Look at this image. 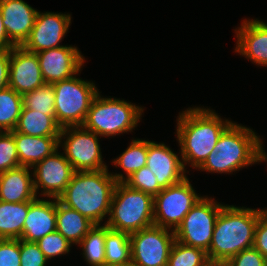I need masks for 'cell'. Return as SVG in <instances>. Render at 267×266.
<instances>
[{
    "label": "cell",
    "instance_id": "cell-5",
    "mask_svg": "<svg viewBox=\"0 0 267 266\" xmlns=\"http://www.w3.org/2000/svg\"><path fill=\"white\" fill-rule=\"evenodd\" d=\"M104 222L111 230L129 235L154 224V197L130 188L124 182L115 185L109 216Z\"/></svg>",
    "mask_w": 267,
    "mask_h": 266
},
{
    "label": "cell",
    "instance_id": "cell-20",
    "mask_svg": "<svg viewBox=\"0 0 267 266\" xmlns=\"http://www.w3.org/2000/svg\"><path fill=\"white\" fill-rule=\"evenodd\" d=\"M30 167L20 166L0 173V201L20 203L37 198Z\"/></svg>",
    "mask_w": 267,
    "mask_h": 266
},
{
    "label": "cell",
    "instance_id": "cell-38",
    "mask_svg": "<svg viewBox=\"0 0 267 266\" xmlns=\"http://www.w3.org/2000/svg\"><path fill=\"white\" fill-rule=\"evenodd\" d=\"M11 49H0V90L9 87Z\"/></svg>",
    "mask_w": 267,
    "mask_h": 266
},
{
    "label": "cell",
    "instance_id": "cell-22",
    "mask_svg": "<svg viewBox=\"0 0 267 266\" xmlns=\"http://www.w3.org/2000/svg\"><path fill=\"white\" fill-rule=\"evenodd\" d=\"M56 222V231L72 245H78L94 226L87 217L63 205L58 199H56Z\"/></svg>",
    "mask_w": 267,
    "mask_h": 266
},
{
    "label": "cell",
    "instance_id": "cell-18",
    "mask_svg": "<svg viewBox=\"0 0 267 266\" xmlns=\"http://www.w3.org/2000/svg\"><path fill=\"white\" fill-rule=\"evenodd\" d=\"M3 24L9 40L22 46L34 26L38 10L23 0H0Z\"/></svg>",
    "mask_w": 267,
    "mask_h": 266
},
{
    "label": "cell",
    "instance_id": "cell-2",
    "mask_svg": "<svg viewBox=\"0 0 267 266\" xmlns=\"http://www.w3.org/2000/svg\"><path fill=\"white\" fill-rule=\"evenodd\" d=\"M105 168L100 171L75 172L58 200L78 211L94 224L109 216L116 180Z\"/></svg>",
    "mask_w": 267,
    "mask_h": 266
},
{
    "label": "cell",
    "instance_id": "cell-3",
    "mask_svg": "<svg viewBox=\"0 0 267 266\" xmlns=\"http://www.w3.org/2000/svg\"><path fill=\"white\" fill-rule=\"evenodd\" d=\"M265 210L225 204L216 219L207 257L225 263L237 253L253 247L255 227Z\"/></svg>",
    "mask_w": 267,
    "mask_h": 266
},
{
    "label": "cell",
    "instance_id": "cell-6",
    "mask_svg": "<svg viewBox=\"0 0 267 266\" xmlns=\"http://www.w3.org/2000/svg\"><path fill=\"white\" fill-rule=\"evenodd\" d=\"M144 110L142 106L124 99L106 98L98 92L82 126L100 137L118 136L135 130Z\"/></svg>",
    "mask_w": 267,
    "mask_h": 266
},
{
    "label": "cell",
    "instance_id": "cell-32",
    "mask_svg": "<svg viewBox=\"0 0 267 266\" xmlns=\"http://www.w3.org/2000/svg\"><path fill=\"white\" fill-rule=\"evenodd\" d=\"M156 178L154 173L147 166H144L134 172L124 183L132 189L142 191L155 197L163 190L158 185Z\"/></svg>",
    "mask_w": 267,
    "mask_h": 266
},
{
    "label": "cell",
    "instance_id": "cell-35",
    "mask_svg": "<svg viewBox=\"0 0 267 266\" xmlns=\"http://www.w3.org/2000/svg\"><path fill=\"white\" fill-rule=\"evenodd\" d=\"M20 265V239H0V266Z\"/></svg>",
    "mask_w": 267,
    "mask_h": 266
},
{
    "label": "cell",
    "instance_id": "cell-27",
    "mask_svg": "<svg viewBox=\"0 0 267 266\" xmlns=\"http://www.w3.org/2000/svg\"><path fill=\"white\" fill-rule=\"evenodd\" d=\"M106 224H94L87 235L78 244L82 247V256L89 266L105 265Z\"/></svg>",
    "mask_w": 267,
    "mask_h": 266
},
{
    "label": "cell",
    "instance_id": "cell-14",
    "mask_svg": "<svg viewBox=\"0 0 267 266\" xmlns=\"http://www.w3.org/2000/svg\"><path fill=\"white\" fill-rule=\"evenodd\" d=\"M36 54L46 84H53L78 75L85 62V57L80 50L72 45L47 49Z\"/></svg>",
    "mask_w": 267,
    "mask_h": 266
},
{
    "label": "cell",
    "instance_id": "cell-23",
    "mask_svg": "<svg viewBox=\"0 0 267 266\" xmlns=\"http://www.w3.org/2000/svg\"><path fill=\"white\" fill-rule=\"evenodd\" d=\"M14 130L35 137H59L61 127L57 124L55 115H46L44 112L22 108Z\"/></svg>",
    "mask_w": 267,
    "mask_h": 266
},
{
    "label": "cell",
    "instance_id": "cell-4",
    "mask_svg": "<svg viewBox=\"0 0 267 266\" xmlns=\"http://www.w3.org/2000/svg\"><path fill=\"white\" fill-rule=\"evenodd\" d=\"M259 136L254 130L232 122L221 134L213 151L198 170L232 174L259 163Z\"/></svg>",
    "mask_w": 267,
    "mask_h": 266
},
{
    "label": "cell",
    "instance_id": "cell-41",
    "mask_svg": "<svg viewBox=\"0 0 267 266\" xmlns=\"http://www.w3.org/2000/svg\"><path fill=\"white\" fill-rule=\"evenodd\" d=\"M200 266H225L224 262L213 260V259H207L205 262H203Z\"/></svg>",
    "mask_w": 267,
    "mask_h": 266
},
{
    "label": "cell",
    "instance_id": "cell-30",
    "mask_svg": "<svg viewBox=\"0 0 267 266\" xmlns=\"http://www.w3.org/2000/svg\"><path fill=\"white\" fill-rule=\"evenodd\" d=\"M208 259L207 253L200 248L174 241L167 266H200Z\"/></svg>",
    "mask_w": 267,
    "mask_h": 266
},
{
    "label": "cell",
    "instance_id": "cell-21",
    "mask_svg": "<svg viewBox=\"0 0 267 266\" xmlns=\"http://www.w3.org/2000/svg\"><path fill=\"white\" fill-rule=\"evenodd\" d=\"M20 166L32 168L59 150V137L30 136L13 131Z\"/></svg>",
    "mask_w": 267,
    "mask_h": 266
},
{
    "label": "cell",
    "instance_id": "cell-16",
    "mask_svg": "<svg viewBox=\"0 0 267 266\" xmlns=\"http://www.w3.org/2000/svg\"><path fill=\"white\" fill-rule=\"evenodd\" d=\"M44 84L37 54L22 46L13 47L9 64V87L24 95Z\"/></svg>",
    "mask_w": 267,
    "mask_h": 266
},
{
    "label": "cell",
    "instance_id": "cell-10",
    "mask_svg": "<svg viewBox=\"0 0 267 266\" xmlns=\"http://www.w3.org/2000/svg\"><path fill=\"white\" fill-rule=\"evenodd\" d=\"M202 197L196 193L188 177L163 189L154 197V225L175 231Z\"/></svg>",
    "mask_w": 267,
    "mask_h": 266
},
{
    "label": "cell",
    "instance_id": "cell-39",
    "mask_svg": "<svg viewBox=\"0 0 267 266\" xmlns=\"http://www.w3.org/2000/svg\"><path fill=\"white\" fill-rule=\"evenodd\" d=\"M15 45L9 40L3 24L2 12L0 9V49H12Z\"/></svg>",
    "mask_w": 267,
    "mask_h": 266
},
{
    "label": "cell",
    "instance_id": "cell-28",
    "mask_svg": "<svg viewBox=\"0 0 267 266\" xmlns=\"http://www.w3.org/2000/svg\"><path fill=\"white\" fill-rule=\"evenodd\" d=\"M22 108L21 94L10 87L0 90V132L14 131Z\"/></svg>",
    "mask_w": 267,
    "mask_h": 266
},
{
    "label": "cell",
    "instance_id": "cell-17",
    "mask_svg": "<svg viewBox=\"0 0 267 266\" xmlns=\"http://www.w3.org/2000/svg\"><path fill=\"white\" fill-rule=\"evenodd\" d=\"M235 52L258 66L267 67V24L257 19H244L236 28Z\"/></svg>",
    "mask_w": 267,
    "mask_h": 266
},
{
    "label": "cell",
    "instance_id": "cell-19",
    "mask_svg": "<svg viewBox=\"0 0 267 266\" xmlns=\"http://www.w3.org/2000/svg\"><path fill=\"white\" fill-rule=\"evenodd\" d=\"M40 199L29 201L21 240L37 242L42 237L56 231V199Z\"/></svg>",
    "mask_w": 267,
    "mask_h": 266
},
{
    "label": "cell",
    "instance_id": "cell-36",
    "mask_svg": "<svg viewBox=\"0 0 267 266\" xmlns=\"http://www.w3.org/2000/svg\"><path fill=\"white\" fill-rule=\"evenodd\" d=\"M225 266H267L266 259L254 247L244 249L229 258Z\"/></svg>",
    "mask_w": 267,
    "mask_h": 266
},
{
    "label": "cell",
    "instance_id": "cell-15",
    "mask_svg": "<svg viewBox=\"0 0 267 266\" xmlns=\"http://www.w3.org/2000/svg\"><path fill=\"white\" fill-rule=\"evenodd\" d=\"M146 166L157 177V183L165 189L182 182L189 171H186L182 157L173 152L165 143L148 140V154Z\"/></svg>",
    "mask_w": 267,
    "mask_h": 266
},
{
    "label": "cell",
    "instance_id": "cell-40",
    "mask_svg": "<svg viewBox=\"0 0 267 266\" xmlns=\"http://www.w3.org/2000/svg\"><path fill=\"white\" fill-rule=\"evenodd\" d=\"M258 161L260 163H262V161H266L267 162V153L265 152L264 150V147H263V142L259 136V154H258Z\"/></svg>",
    "mask_w": 267,
    "mask_h": 266
},
{
    "label": "cell",
    "instance_id": "cell-12",
    "mask_svg": "<svg viewBox=\"0 0 267 266\" xmlns=\"http://www.w3.org/2000/svg\"><path fill=\"white\" fill-rule=\"evenodd\" d=\"M31 169L36 196L39 194L38 197L43 195L51 199H58L62 195L75 173L64 153L58 150Z\"/></svg>",
    "mask_w": 267,
    "mask_h": 266
},
{
    "label": "cell",
    "instance_id": "cell-29",
    "mask_svg": "<svg viewBox=\"0 0 267 266\" xmlns=\"http://www.w3.org/2000/svg\"><path fill=\"white\" fill-rule=\"evenodd\" d=\"M23 108L55 115V91L52 84L29 91L22 95Z\"/></svg>",
    "mask_w": 267,
    "mask_h": 266
},
{
    "label": "cell",
    "instance_id": "cell-13",
    "mask_svg": "<svg viewBox=\"0 0 267 266\" xmlns=\"http://www.w3.org/2000/svg\"><path fill=\"white\" fill-rule=\"evenodd\" d=\"M71 14L38 11L34 26L22 47L32 53L58 48L71 25Z\"/></svg>",
    "mask_w": 267,
    "mask_h": 266
},
{
    "label": "cell",
    "instance_id": "cell-7",
    "mask_svg": "<svg viewBox=\"0 0 267 266\" xmlns=\"http://www.w3.org/2000/svg\"><path fill=\"white\" fill-rule=\"evenodd\" d=\"M55 91V120L63 128L82 126L94 97L99 92L94 82L76 75L52 84Z\"/></svg>",
    "mask_w": 267,
    "mask_h": 266
},
{
    "label": "cell",
    "instance_id": "cell-25",
    "mask_svg": "<svg viewBox=\"0 0 267 266\" xmlns=\"http://www.w3.org/2000/svg\"><path fill=\"white\" fill-rule=\"evenodd\" d=\"M29 201L9 203L0 201V239H20L28 214Z\"/></svg>",
    "mask_w": 267,
    "mask_h": 266
},
{
    "label": "cell",
    "instance_id": "cell-37",
    "mask_svg": "<svg viewBox=\"0 0 267 266\" xmlns=\"http://www.w3.org/2000/svg\"><path fill=\"white\" fill-rule=\"evenodd\" d=\"M253 247L267 258V209L258 218Z\"/></svg>",
    "mask_w": 267,
    "mask_h": 266
},
{
    "label": "cell",
    "instance_id": "cell-26",
    "mask_svg": "<svg viewBox=\"0 0 267 266\" xmlns=\"http://www.w3.org/2000/svg\"><path fill=\"white\" fill-rule=\"evenodd\" d=\"M105 264L114 266H131L130 235L111 230L106 225Z\"/></svg>",
    "mask_w": 267,
    "mask_h": 266
},
{
    "label": "cell",
    "instance_id": "cell-24",
    "mask_svg": "<svg viewBox=\"0 0 267 266\" xmlns=\"http://www.w3.org/2000/svg\"><path fill=\"white\" fill-rule=\"evenodd\" d=\"M147 154L148 140L133 139L126 150L112 161L115 167L122 168L126 174L111 172L116 182H125L134 172L146 166Z\"/></svg>",
    "mask_w": 267,
    "mask_h": 266
},
{
    "label": "cell",
    "instance_id": "cell-34",
    "mask_svg": "<svg viewBox=\"0 0 267 266\" xmlns=\"http://www.w3.org/2000/svg\"><path fill=\"white\" fill-rule=\"evenodd\" d=\"M20 266H46L48 259L39 249L36 242L20 239Z\"/></svg>",
    "mask_w": 267,
    "mask_h": 266
},
{
    "label": "cell",
    "instance_id": "cell-33",
    "mask_svg": "<svg viewBox=\"0 0 267 266\" xmlns=\"http://www.w3.org/2000/svg\"><path fill=\"white\" fill-rule=\"evenodd\" d=\"M39 249L44 253L49 260L61 255L69 254L72 244L63 237L58 231L47 234L37 242Z\"/></svg>",
    "mask_w": 267,
    "mask_h": 266
},
{
    "label": "cell",
    "instance_id": "cell-8",
    "mask_svg": "<svg viewBox=\"0 0 267 266\" xmlns=\"http://www.w3.org/2000/svg\"><path fill=\"white\" fill-rule=\"evenodd\" d=\"M99 137L83 126L61 128L59 147L63 148V153L75 172L100 171L108 168L102 157Z\"/></svg>",
    "mask_w": 267,
    "mask_h": 266
},
{
    "label": "cell",
    "instance_id": "cell-1",
    "mask_svg": "<svg viewBox=\"0 0 267 266\" xmlns=\"http://www.w3.org/2000/svg\"><path fill=\"white\" fill-rule=\"evenodd\" d=\"M231 123L205 107L195 106L179 113L175 134L185 170L188 164L197 170L204 163Z\"/></svg>",
    "mask_w": 267,
    "mask_h": 266
},
{
    "label": "cell",
    "instance_id": "cell-31",
    "mask_svg": "<svg viewBox=\"0 0 267 266\" xmlns=\"http://www.w3.org/2000/svg\"><path fill=\"white\" fill-rule=\"evenodd\" d=\"M20 167L13 131L0 132V173Z\"/></svg>",
    "mask_w": 267,
    "mask_h": 266
},
{
    "label": "cell",
    "instance_id": "cell-9",
    "mask_svg": "<svg viewBox=\"0 0 267 266\" xmlns=\"http://www.w3.org/2000/svg\"><path fill=\"white\" fill-rule=\"evenodd\" d=\"M225 205L203 196L174 231L176 241L191 247L209 250L216 219Z\"/></svg>",
    "mask_w": 267,
    "mask_h": 266
},
{
    "label": "cell",
    "instance_id": "cell-11",
    "mask_svg": "<svg viewBox=\"0 0 267 266\" xmlns=\"http://www.w3.org/2000/svg\"><path fill=\"white\" fill-rule=\"evenodd\" d=\"M173 230L152 225L130 234L131 266H167Z\"/></svg>",
    "mask_w": 267,
    "mask_h": 266
}]
</instances>
